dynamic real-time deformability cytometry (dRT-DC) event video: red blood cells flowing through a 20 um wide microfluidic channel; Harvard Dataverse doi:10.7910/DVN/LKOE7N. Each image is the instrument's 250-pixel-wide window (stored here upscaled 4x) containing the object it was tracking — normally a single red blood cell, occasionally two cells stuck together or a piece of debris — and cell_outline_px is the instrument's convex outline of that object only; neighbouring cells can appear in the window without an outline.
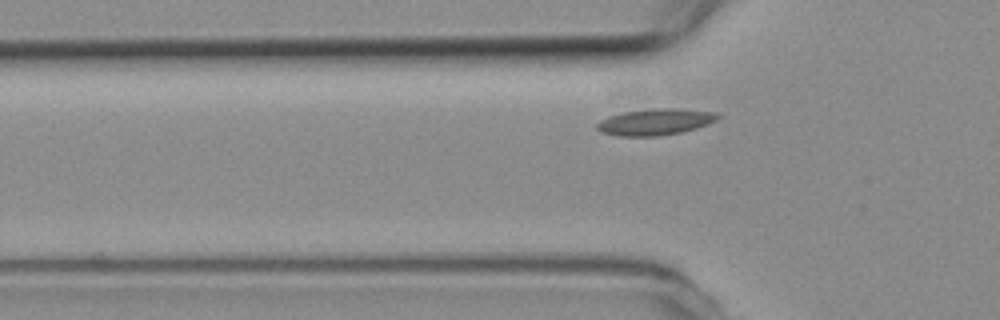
{"species": "common noctule bat (a hibernating species)", "species_latin": "Nyctalus noctula", "temperature_condition": "room temperature", "stored_images_in_passage": 47, "camera_frame_rate_fps": 3000, "um_per_image_px": 0.085, "animal": {"sex": "female", "body_mass_g": 19.3, "forearm_length_mm": 54.1}, "frame": {"image": 1, "passage_image": 9, "time_ms": 2.667, "image_size_px": [1000, 320], "cell_outline_px": [[720, 116], [716, 120], [708, 124], [696, 128], [680, 132], [656, 136], [616, 136], [600, 132], [596, 128], [596, 124], [600, 120], [608, 116], [624, 112], [656, 108], [676, 108], [720, 112]], "centroid_in_image_um": [55.7, 10.36], "position_along_channel_um": 70.1, "area_um2": 18.67}}
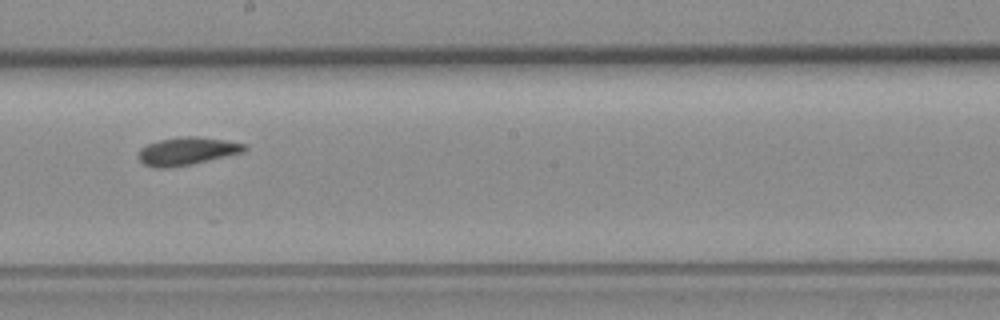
{"frame": {"image": 2, "passage_image": 22, "time_ms": 7.0, "image_size_px": [1000, 320], "cell_outline_px": [[248, 148], [244, 152], [188, 164], [164, 168], [156, 168], [144, 164], [136, 156], [140, 148], [148, 144], [160, 140], [184, 136], [196, 136], [224, 140], [244, 144]], "centroid_in_image_um": [15.85, 12.84], "position_along_channel_um": 232.3, "area_um2": 16.88}}
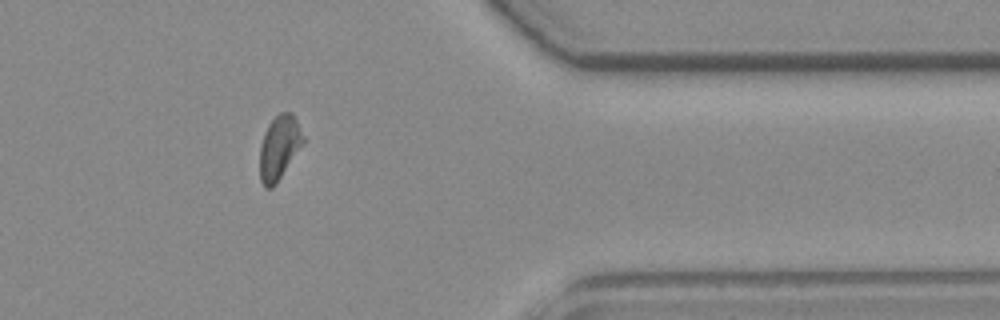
{"frame": {"image": 3, "passage_image": 36, "time_ms": 11.667, "image_size_px": [1000, 320], "cell_outline_px": [[304, 144], [276, 184], [272, 188], [264, 188], [260, 180], [260, 148], [264, 132], [268, 124], [280, 112], [292, 112], [304, 136]], "centroid_in_image_um": [23.74, 12.56], "position_along_channel_um": 387.7, "area_um2": 16.3}}